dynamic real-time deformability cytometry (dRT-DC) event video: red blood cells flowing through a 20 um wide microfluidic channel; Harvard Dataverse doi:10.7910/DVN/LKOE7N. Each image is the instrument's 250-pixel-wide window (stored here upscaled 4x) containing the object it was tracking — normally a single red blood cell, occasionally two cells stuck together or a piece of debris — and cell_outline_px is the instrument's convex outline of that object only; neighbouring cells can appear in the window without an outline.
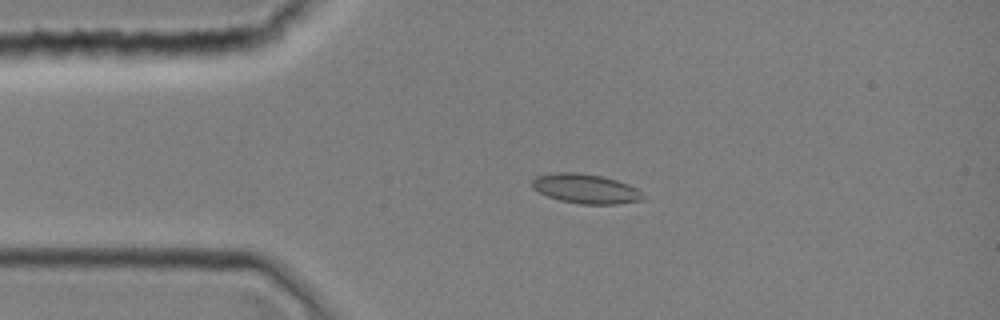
{"species": "common noctule bat (a hibernating species)", "species_latin": "Nyctalus noctula", "temperature_condition": "room temperature", "stored_images_in_passage": 1, "camera_frame_rate_fps": 3000, "um_per_image_px": 0.085, "animal": {"sex": "female", "body_mass_g": 19.0, "forearm_length_mm": 51.5}, "frame": {"image": 1, "passage_image": 1, "time_ms": 0.0, "image_size_px": [1000, 320], "cell_outline_px": [[644, 200], [616, 204], [580, 204], [560, 200], [548, 196], [532, 188], [532, 180], [536, 176], [556, 172], [576, 172], [604, 176], [628, 184], [636, 188], [644, 196]], "centroid_in_image_um": [49.78, 16.03], "position_along_channel_um": 35.2, "area_um2": 19.07}}